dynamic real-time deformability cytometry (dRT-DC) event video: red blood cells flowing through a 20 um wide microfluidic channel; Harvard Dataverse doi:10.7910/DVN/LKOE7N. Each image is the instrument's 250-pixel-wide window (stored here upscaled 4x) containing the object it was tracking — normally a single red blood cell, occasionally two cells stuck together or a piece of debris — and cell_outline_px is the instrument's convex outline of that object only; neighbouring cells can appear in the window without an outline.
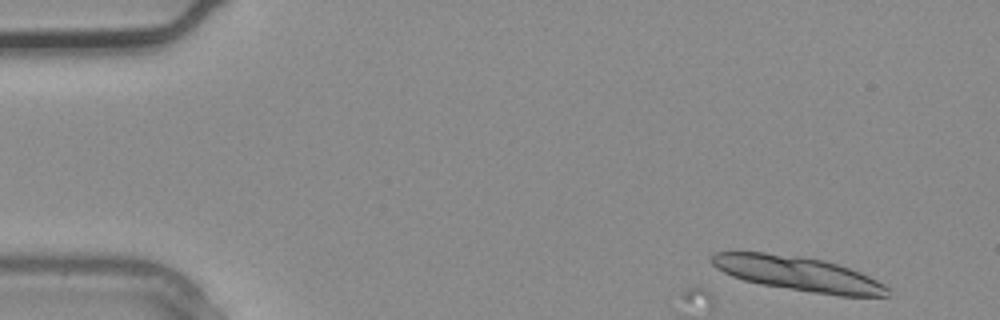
{"species": "common noctule bat (a hibernating species)", "species_latin": "Nyctalus noctula", "temperature_condition": "warm", "stored_images_in_passage": 2, "camera_frame_rate_fps": 3000, "um_per_image_px": 0.085, "animal": {"sex": "male", "body_mass_g": 20.4}, "frame": {"image": 1, "passage_image": 1, "time_ms": 0.0, "image_size_px": [1000, 320], "cell_outline_px": [[888, 296], [840, 296], [812, 292], [760, 284], [744, 280], [732, 276], [716, 268], [708, 260], [708, 256], [712, 252], [764, 252], [800, 256], [824, 260], [860, 272], [884, 284], [888, 288]], "centroid_in_image_um": [67.77, 23.25], "position_along_channel_um": 17.2, "area_um2": 35.26}}